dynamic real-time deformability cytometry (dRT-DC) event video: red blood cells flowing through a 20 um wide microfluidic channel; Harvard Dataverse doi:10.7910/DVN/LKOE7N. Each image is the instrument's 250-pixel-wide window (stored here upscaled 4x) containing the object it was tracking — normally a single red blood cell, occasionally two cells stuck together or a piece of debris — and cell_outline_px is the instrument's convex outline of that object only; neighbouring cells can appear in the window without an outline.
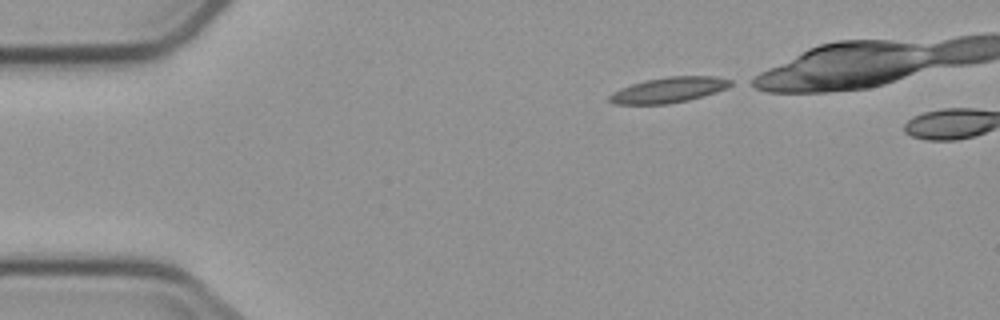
{"species": "common noctule bat (a hibernating species)", "species_latin": "Nyctalus noctula", "temperature_condition": "cold", "stored_images_in_passage": 2, "camera_frame_rate_fps": 3000, "um_per_image_px": 0.085, "animal": {"sex": "male", "body_mass_g": 23.1, "forearm_length_mm": 52.7}, "frame": {"image": 1, "passage_image": 1, "time_ms": 0.0, "image_size_px": [1000, 320], "cell_outline_px": [[736, 84], [728, 88], [716, 92], [688, 100], [668, 104], [612, 104], [608, 100], [608, 96], [612, 92], [620, 88], [644, 80], [668, 76], [716, 76], [732, 80]], "centroid_in_image_um": [56.86, 7.64], "position_along_channel_um": 28.1, "area_um2": 18.21}}